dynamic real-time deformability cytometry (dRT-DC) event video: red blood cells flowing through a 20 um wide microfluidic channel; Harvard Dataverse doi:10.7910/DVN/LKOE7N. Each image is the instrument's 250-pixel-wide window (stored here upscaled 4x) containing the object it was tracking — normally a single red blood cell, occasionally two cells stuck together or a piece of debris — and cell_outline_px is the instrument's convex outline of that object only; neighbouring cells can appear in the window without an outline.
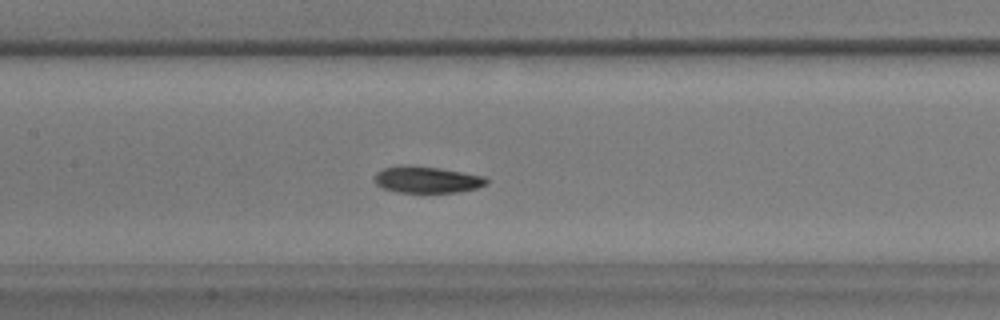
{"species": "common noctule bat (a hibernating species)", "species_latin": "Nyctalus noctula", "temperature_condition": "warm", "stored_images_in_passage": 42, "camera_frame_rate_fps": 3000, "um_per_image_px": 0.085, "animal": {"sex": "male", "body_mass_g": 17.9}, "frame": {"image": 1, "passage_image": 10, "time_ms": 3.0, "image_size_px": [1000, 320], "cell_outline_px": [[488, 184], [476, 188], [460, 192], [400, 192], [384, 188], [376, 184], [376, 172], [384, 168], [400, 164], [408, 164], [440, 168], [484, 176], [488, 180]], "centroid_in_image_um": [36.3, 15.25], "position_along_channel_um": 171.1, "area_um2": 17.34}}
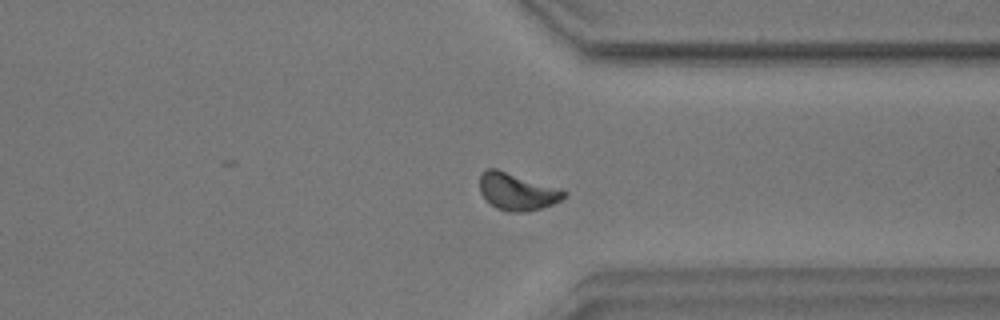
{"frame": {"image": 2, "passage_image": 27, "time_ms": 8.667, "image_size_px": [1000, 320], "cell_outline_px": [[568, 196], [552, 204], [540, 208], [524, 212], [508, 212], [496, 208], [480, 192], [480, 176], [488, 168], [496, 168], [568, 192]], "centroid_in_image_um": [43.95, 16.3], "position_along_channel_um": 367.5, "area_um2": 17.8}}
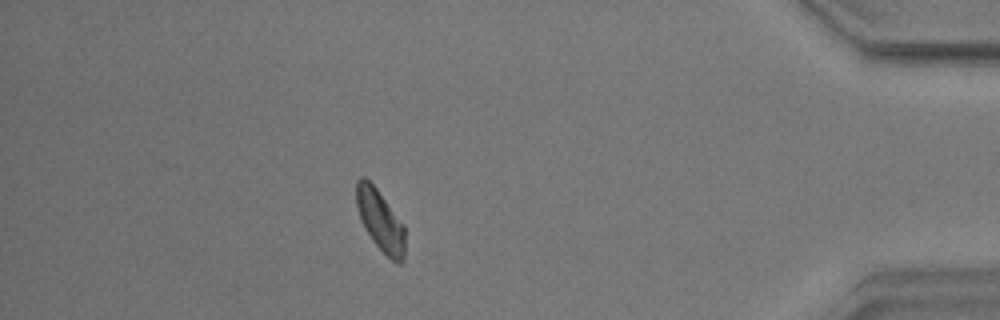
{"frame": {"image": 3, "passage_image": 34, "time_ms": 11.0, "image_size_px": [1000, 320], "cell_outline_px": [[404, 260], [400, 264], [396, 264], [372, 240], [364, 228], [360, 220], [356, 204], [356, 180], [360, 176], [364, 176], [376, 188], [404, 224]], "centroid_in_image_um": [32.31, 18.73], "position_along_channel_um": 402.9, "area_um2": 17.34}, "authors_computed_cell_mechanics": {"area_um2": 17.5134, "velocity_mm_per_s": 3.4925, "shape_relaxation_time_tau1_ms": 3.6516, "shape_relaxation_time_tau2_ms": 7.1282, "deformation_change_tau1": 0.1141, "deformation_change_tau2": 0.1188}}